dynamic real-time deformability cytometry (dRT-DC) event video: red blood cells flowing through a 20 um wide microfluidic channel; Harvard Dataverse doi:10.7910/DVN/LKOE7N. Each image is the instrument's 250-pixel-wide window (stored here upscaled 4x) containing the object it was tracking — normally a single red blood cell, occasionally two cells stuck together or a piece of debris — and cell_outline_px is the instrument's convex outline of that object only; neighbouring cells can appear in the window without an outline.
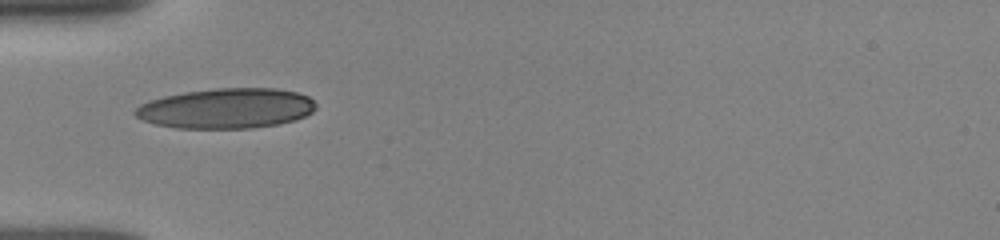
{"species": "human", "species_latin": "Homo sapiens", "temperature_condition": "room temperature", "stored_images_in_passage": 42, "camera_frame_rate_fps": 3000, "um_per_image_px": 0.085, "donor": {"sex": "female"}, "frame": {"image": 1, "passage_image": 1, "time_ms": 0.0, "image_size_px": [1000, 240], "cell_outline_px": [[316, 108], [312, 112], [296, 120], [280, 124], [252, 128], [176, 128], [156, 124], [144, 120], [136, 116], [132, 112], [140, 104], [148, 100], [164, 96], [184, 92], [216, 88], [276, 88], [296, 92], [308, 96], [316, 104]], "centroid_in_image_um": [19.24, 9.21], "position_along_channel_um": 65.8, "area_um2": 42.43}}
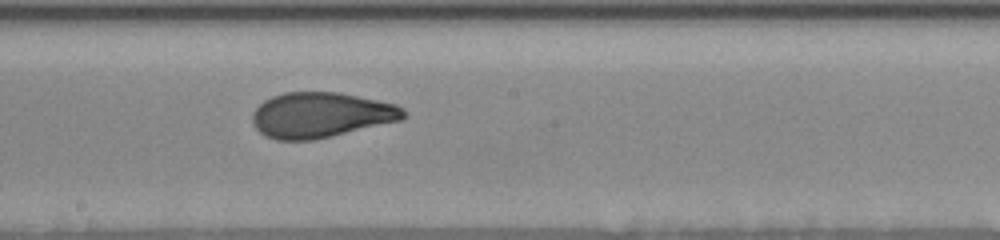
{"frame": {"image": 2, "passage_image": 15, "time_ms": 4.0, "image_size_px": [1000, 240], "cell_outline_px": [[408, 116], [404, 120], [332, 136], [312, 140], [276, 140], [264, 136], [252, 124], [252, 112], [264, 100], [272, 96], [284, 92], [340, 92], [396, 104], [404, 108], [408, 112]], "centroid_in_image_um": [27.31, 9.78], "position_along_channel_um": 220.9, "area_um2": 40.4}}
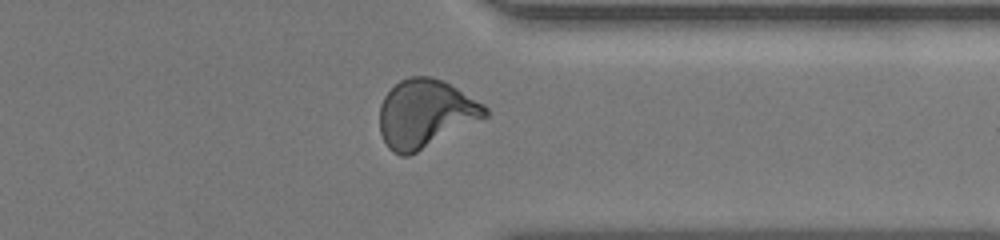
{"frame": {"image": 3, "passage_image": 28, "time_ms": 8.0, "image_size_px": [1000, 240], "cell_outline_px": [[488, 116], [408, 156], [400, 156], [392, 152], [388, 148], [380, 132], [380, 104], [384, 96], [400, 80], [408, 76], [432, 76], [444, 80], [484, 104], [488, 108]], "centroid_in_image_um": [36.15, 9.64], "position_along_channel_um": 375.3, "area_um2": 41.79}, "authors_computed_cell_mechanics": {"area_um2": 39.9976, "velocity_mm_per_s": 3.8997, "shape_relaxation_time_tau1_ms": 5.1241, "shape_relaxation_time_tau2_ms": 1.0446, "deformation_change_tau1": 0.1837, "deformation_change_tau2": 0.0751}}